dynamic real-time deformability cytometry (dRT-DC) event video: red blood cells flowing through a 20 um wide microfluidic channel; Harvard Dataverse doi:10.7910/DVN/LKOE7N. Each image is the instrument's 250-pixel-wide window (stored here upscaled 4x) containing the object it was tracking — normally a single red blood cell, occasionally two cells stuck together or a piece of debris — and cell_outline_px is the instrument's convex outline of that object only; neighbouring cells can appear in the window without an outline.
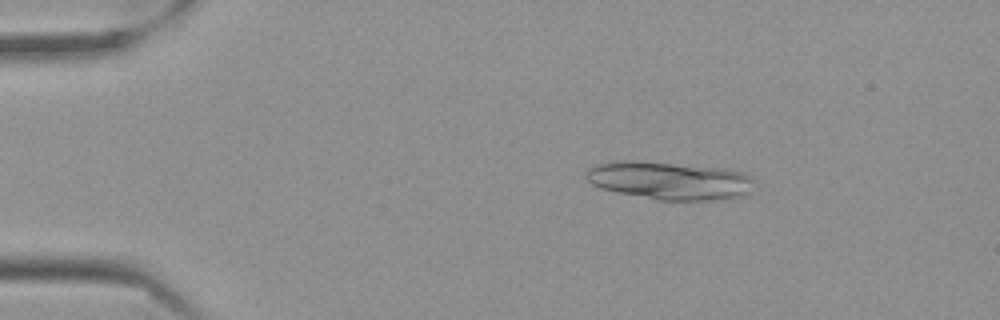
{"species": "Egyptian fruit bat (a non-hibernating species)", "species_latin": "Rousettus aegyptiacus", "temperature_condition": "cold", "stored_images_in_passage": 56, "camera_frame_rate_fps": 3000, "um_per_image_px": 0.085, "frame": {"image": 1, "passage_image": 9, "time_ms": 2.667, "image_size_px": [1000, 320], "cell_outline_px": [[756, 180], [752, 192], [748, 196], [728, 200], [660, 200], [616, 192], [600, 188], [592, 184], [584, 176], [584, 172], [588, 168], [596, 164], [620, 160], [636, 160], [728, 168], [744, 172], [752, 176]], "centroid_in_image_um": [57.01, 15.35], "position_along_channel_um": 28.0, "area_um2": 38.32}}
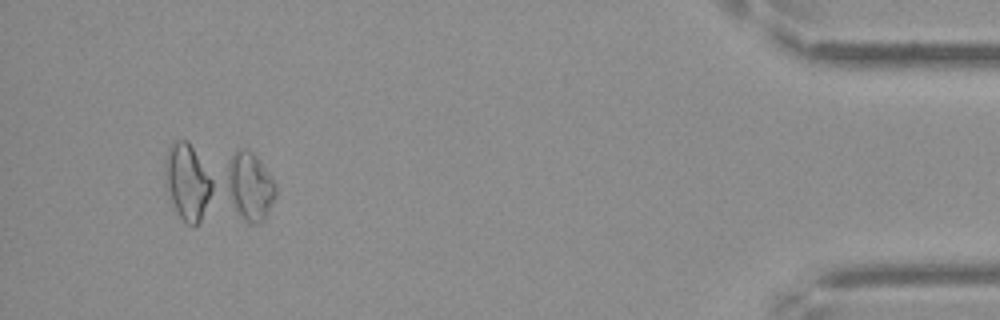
{"frame": {"image": 2, "passage_image": 53, "time_ms": 17.333, "image_size_px": [1000, 320], "cell_outline_px": [[276, 196], [264, 220], [260, 224], [192, 228], [180, 216], [168, 196], [168, 148], [176, 140], [184, 140], [248, 148], [260, 160], [276, 184]], "centroid_in_image_um": [18.56, 15.7], "position_along_channel_um": 416.6, "area_um2": 56.36}, "authors_computed_cell_mechanics": {"area_um2": 16.6175, "velocity_mm_per_s": 3.5242, "shape_relaxation_time_tau1_ms": null, "shape_relaxation_time_tau2_ms": 5.3369, "deformation_change_tau1": null, "deformation_change_tau2": 0.1005}}